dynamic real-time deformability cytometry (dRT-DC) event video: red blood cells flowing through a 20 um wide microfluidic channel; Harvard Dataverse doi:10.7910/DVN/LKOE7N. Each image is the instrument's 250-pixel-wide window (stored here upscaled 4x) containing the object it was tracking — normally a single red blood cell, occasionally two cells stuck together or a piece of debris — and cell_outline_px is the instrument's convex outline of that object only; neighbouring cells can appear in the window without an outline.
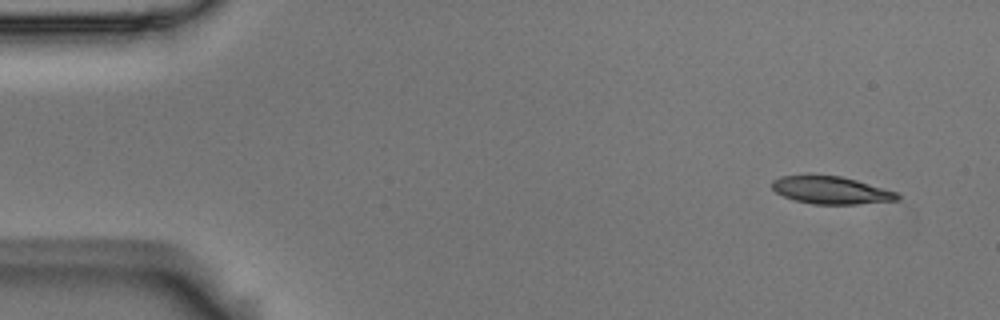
{"species": "Egyptian fruit bat (a non-hibernating species)", "species_latin": "Rousettus aegyptiacus", "temperature_condition": "room temperature", "stored_images_in_passage": 3, "camera_frame_rate_fps": 3000, "um_per_image_px": 0.085, "animal": {"sex": "male"}, "frame": {"image": 1, "passage_image": 1, "time_ms": 0.0, "image_size_px": [1000, 320], "cell_outline_px": [[900, 200], [856, 204], [812, 204], [796, 200], [784, 196], [776, 192], [772, 188], [772, 180], [780, 176], [808, 172], [840, 176], [856, 180], [896, 192], [900, 196]], "centroid_in_image_um": [70.56, 16.12], "position_along_channel_um": 14.4, "area_um2": 20.63}}